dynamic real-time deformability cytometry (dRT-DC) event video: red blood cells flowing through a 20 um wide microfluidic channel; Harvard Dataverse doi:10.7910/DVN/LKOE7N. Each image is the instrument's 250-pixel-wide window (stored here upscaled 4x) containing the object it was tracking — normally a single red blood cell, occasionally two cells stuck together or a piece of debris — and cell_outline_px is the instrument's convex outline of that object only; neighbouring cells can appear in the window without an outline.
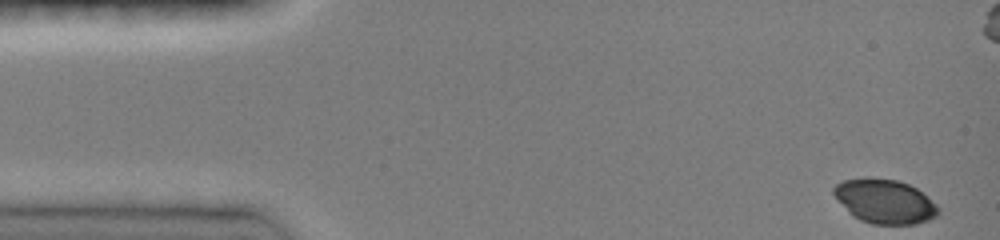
{"species": "common noctule bat (a hibernating species)", "species_latin": "Nyctalus noctula", "temperature_condition": "room temperature", "stored_images_in_passage": 46, "camera_frame_rate_fps": 3000, "um_per_image_px": 0.085, "animal": {"sex": "female", "body_mass_g": 19.0, "forearm_length_mm": 51.5}, "frame": {"image": 1, "passage_image": 1, "time_ms": 0.0, "image_size_px": [1000, 240], "cell_outline_px": [[940, 212], [936, 216], [928, 220], [916, 224], [872, 224], [860, 220], [852, 216], [848, 212], [832, 192], [832, 188], [836, 184], [844, 180], [896, 180], [908, 184], [916, 188], [928, 196], [940, 208]], "centroid_in_image_um": [75.24, 17.16], "position_along_channel_um": 9.8, "area_um2": 26.41}}
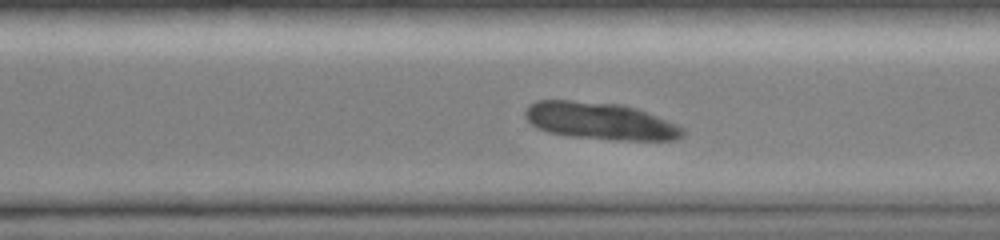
{"frame": {"image": 2, "passage_image": 32, "time_ms": 10.333, "image_size_px": [1000, 240], "cell_outline_px": [[688, 132], [676, 140], [612, 140], [568, 136], [548, 132], [536, 128], [524, 116], [524, 112], [528, 104], [536, 100], [568, 100], [624, 104], [648, 112], [676, 124], [684, 128]], "centroid_in_image_um": [51.02, 10.28], "position_along_channel_um": 319.6, "area_um2": 34.56}}
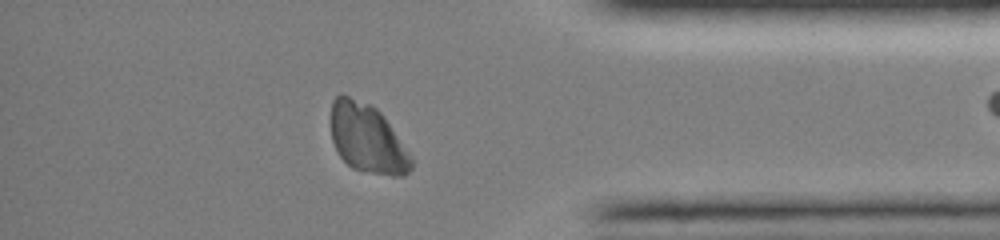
{"frame": {"image": 3, "passage_image": 39, "time_ms": 12.667, "image_size_px": [1000, 240], "cell_outline_px": [[412, 168], [404, 176], [392, 176], [352, 168], [340, 156], [332, 140], [332, 100], [340, 92], [344, 92], [372, 104], [384, 116], [412, 156]], "centroid_in_image_um": [31.23, 11.73], "position_along_channel_um": 404.0, "area_um2": 32.43}}